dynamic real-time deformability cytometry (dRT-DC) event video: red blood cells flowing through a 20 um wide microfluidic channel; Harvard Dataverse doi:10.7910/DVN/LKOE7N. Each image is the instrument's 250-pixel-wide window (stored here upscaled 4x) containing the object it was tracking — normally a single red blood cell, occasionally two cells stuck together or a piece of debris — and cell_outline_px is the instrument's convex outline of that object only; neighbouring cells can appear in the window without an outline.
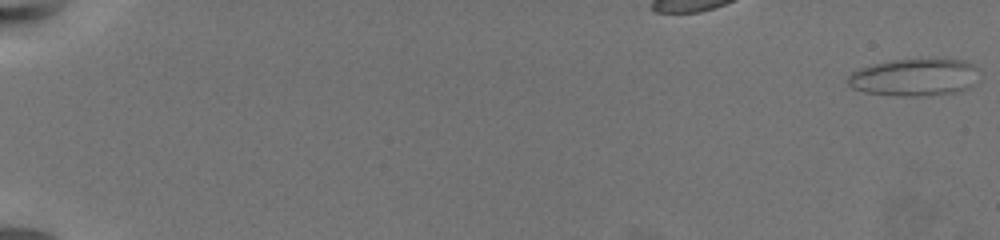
{"species": "common noctule bat (a hibernating species)", "species_latin": "Nyctalus noctula", "temperature_condition": "warm", "stored_images_in_passage": 53, "camera_frame_rate_fps": 3000, "um_per_image_px": 0.085, "animal": {"sex": "female", "body_mass_g": 19.5, "forearm_length_mm": 54.1}, "frame": {"image": 1, "passage_image": 1, "time_ms": 0.0, "image_size_px": [1000, 240], "cell_outline_px": [[980, 68], [972, 84], [968, 88], [960, 92], [916, 96], [900, 96], [864, 92], [852, 88], [848, 84], [848, 76], [852, 72], [860, 68], [892, 60], [964, 60]], "centroid_in_image_um": [77.73, 6.58], "position_along_channel_um": 7.3, "area_um2": 28.21}}
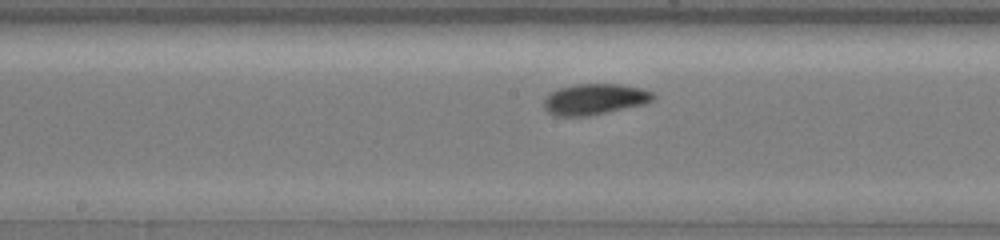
{"frame": {"image": 2, "passage_image": 28, "time_ms": 9.0, "image_size_px": [1000, 240], "cell_outline_px": [[656, 96], [652, 100], [644, 104], [588, 116], [556, 116], [548, 112], [544, 108], [544, 100], [552, 92], [560, 88], [576, 84], [620, 84], [640, 88], [652, 92]], "centroid_in_image_um": [50.55, 8.43], "position_along_channel_um": 197.7, "area_um2": 19.48}}
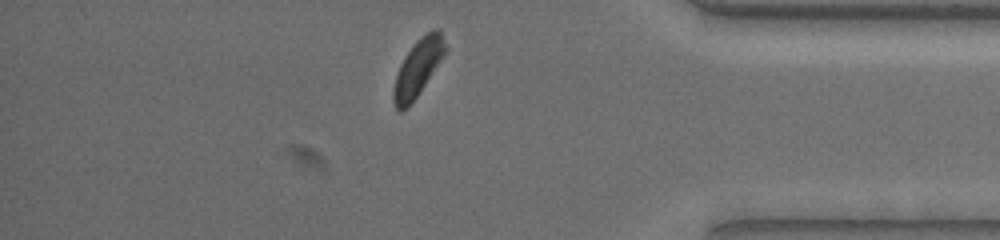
{"frame": {"image": 3, "passage_image": 48, "time_ms": 15.667, "image_size_px": [1000, 240], "cell_outline_px": [[448, 48], [416, 96], [400, 112], [396, 108], [392, 100], [392, 92], [396, 76], [400, 64], [404, 56], [416, 40], [420, 36], [432, 28], [440, 28]], "centroid_in_image_um": [35.52, 5.67], "position_along_channel_um": 399.7, "area_um2": 16.82}}